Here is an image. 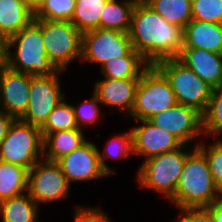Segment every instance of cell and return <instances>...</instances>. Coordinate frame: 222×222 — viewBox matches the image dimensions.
Returning <instances> with one entry per match:
<instances>
[{
  "label": "cell",
  "instance_id": "32",
  "mask_svg": "<svg viewBox=\"0 0 222 222\" xmlns=\"http://www.w3.org/2000/svg\"><path fill=\"white\" fill-rule=\"evenodd\" d=\"M192 19L222 24V0H192Z\"/></svg>",
  "mask_w": 222,
  "mask_h": 222
},
{
  "label": "cell",
  "instance_id": "11",
  "mask_svg": "<svg viewBox=\"0 0 222 222\" xmlns=\"http://www.w3.org/2000/svg\"><path fill=\"white\" fill-rule=\"evenodd\" d=\"M70 186L57 162L41 159L29 170L27 192L38 205L66 199Z\"/></svg>",
  "mask_w": 222,
  "mask_h": 222
},
{
  "label": "cell",
  "instance_id": "25",
  "mask_svg": "<svg viewBox=\"0 0 222 222\" xmlns=\"http://www.w3.org/2000/svg\"><path fill=\"white\" fill-rule=\"evenodd\" d=\"M167 22L185 28L192 20V0H145Z\"/></svg>",
  "mask_w": 222,
  "mask_h": 222
},
{
  "label": "cell",
  "instance_id": "3",
  "mask_svg": "<svg viewBox=\"0 0 222 222\" xmlns=\"http://www.w3.org/2000/svg\"><path fill=\"white\" fill-rule=\"evenodd\" d=\"M13 47H16L14 53L11 51ZM4 64L31 76H49L58 71L46 55L40 18H34L17 34L7 39Z\"/></svg>",
  "mask_w": 222,
  "mask_h": 222
},
{
  "label": "cell",
  "instance_id": "7",
  "mask_svg": "<svg viewBox=\"0 0 222 222\" xmlns=\"http://www.w3.org/2000/svg\"><path fill=\"white\" fill-rule=\"evenodd\" d=\"M41 159L43 137L40 128L15 119L0 143V160L30 170Z\"/></svg>",
  "mask_w": 222,
  "mask_h": 222
},
{
  "label": "cell",
  "instance_id": "23",
  "mask_svg": "<svg viewBox=\"0 0 222 222\" xmlns=\"http://www.w3.org/2000/svg\"><path fill=\"white\" fill-rule=\"evenodd\" d=\"M136 1L108 0L100 14V28L129 33Z\"/></svg>",
  "mask_w": 222,
  "mask_h": 222
},
{
  "label": "cell",
  "instance_id": "24",
  "mask_svg": "<svg viewBox=\"0 0 222 222\" xmlns=\"http://www.w3.org/2000/svg\"><path fill=\"white\" fill-rule=\"evenodd\" d=\"M29 170L0 160V201L27 192Z\"/></svg>",
  "mask_w": 222,
  "mask_h": 222
},
{
  "label": "cell",
  "instance_id": "33",
  "mask_svg": "<svg viewBox=\"0 0 222 222\" xmlns=\"http://www.w3.org/2000/svg\"><path fill=\"white\" fill-rule=\"evenodd\" d=\"M98 104L102 105L97 95L93 92L90 100H85L77 107L72 105L75 114V120L79 129H82L81 127L84 125L89 126L90 128L92 124H96V122L99 121L101 112Z\"/></svg>",
  "mask_w": 222,
  "mask_h": 222
},
{
  "label": "cell",
  "instance_id": "37",
  "mask_svg": "<svg viewBox=\"0 0 222 222\" xmlns=\"http://www.w3.org/2000/svg\"><path fill=\"white\" fill-rule=\"evenodd\" d=\"M211 213L214 222H222V197L206 207Z\"/></svg>",
  "mask_w": 222,
  "mask_h": 222
},
{
  "label": "cell",
  "instance_id": "15",
  "mask_svg": "<svg viewBox=\"0 0 222 222\" xmlns=\"http://www.w3.org/2000/svg\"><path fill=\"white\" fill-rule=\"evenodd\" d=\"M139 125L131 129L133 155L147 159L155 155L171 152L183 144L166 130L154 126L148 120H138Z\"/></svg>",
  "mask_w": 222,
  "mask_h": 222
},
{
  "label": "cell",
  "instance_id": "36",
  "mask_svg": "<svg viewBox=\"0 0 222 222\" xmlns=\"http://www.w3.org/2000/svg\"><path fill=\"white\" fill-rule=\"evenodd\" d=\"M15 118L5 112L0 111V143L6 137L10 125Z\"/></svg>",
  "mask_w": 222,
  "mask_h": 222
},
{
  "label": "cell",
  "instance_id": "21",
  "mask_svg": "<svg viewBox=\"0 0 222 222\" xmlns=\"http://www.w3.org/2000/svg\"><path fill=\"white\" fill-rule=\"evenodd\" d=\"M150 64L134 49L122 58L105 62L100 68L103 78L131 79L140 78Z\"/></svg>",
  "mask_w": 222,
  "mask_h": 222
},
{
  "label": "cell",
  "instance_id": "8",
  "mask_svg": "<svg viewBox=\"0 0 222 222\" xmlns=\"http://www.w3.org/2000/svg\"><path fill=\"white\" fill-rule=\"evenodd\" d=\"M45 52L58 70L81 59L82 33L71 21L41 19Z\"/></svg>",
  "mask_w": 222,
  "mask_h": 222
},
{
  "label": "cell",
  "instance_id": "27",
  "mask_svg": "<svg viewBox=\"0 0 222 222\" xmlns=\"http://www.w3.org/2000/svg\"><path fill=\"white\" fill-rule=\"evenodd\" d=\"M64 98L49 114L46 122L40 128L42 137L48 133L61 130L79 129L75 120V114L72 105L65 102Z\"/></svg>",
  "mask_w": 222,
  "mask_h": 222
},
{
  "label": "cell",
  "instance_id": "39",
  "mask_svg": "<svg viewBox=\"0 0 222 222\" xmlns=\"http://www.w3.org/2000/svg\"><path fill=\"white\" fill-rule=\"evenodd\" d=\"M29 7L35 12L45 0H26Z\"/></svg>",
  "mask_w": 222,
  "mask_h": 222
},
{
  "label": "cell",
  "instance_id": "18",
  "mask_svg": "<svg viewBox=\"0 0 222 222\" xmlns=\"http://www.w3.org/2000/svg\"><path fill=\"white\" fill-rule=\"evenodd\" d=\"M183 48L222 54V24L192 19L183 29Z\"/></svg>",
  "mask_w": 222,
  "mask_h": 222
},
{
  "label": "cell",
  "instance_id": "26",
  "mask_svg": "<svg viewBox=\"0 0 222 222\" xmlns=\"http://www.w3.org/2000/svg\"><path fill=\"white\" fill-rule=\"evenodd\" d=\"M108 0H76L70 20L83 34L100 28V14Z\"/></svg>",
  "mask_w": 222,
  "mask_h": 222
},
{
  "label": "cell",
  "instance_id": "1",
  "mask_svg": "<svg viewBox=\"0 0 222 222\" xmlns=\"http://www.w3.org/2000/svg\"><path fill=\"white\" fill-rule=\"evenodd\" d=\"M129 36L133 49L150 65L177 58L183 49V28L167 22L145 2H136Z\"/></svg>",
  "mask_w": 222,
  "mask_h": 222
},
{
  "label": "cell",
  "instance_id": "10",
  "mask_svg": "<svg viewBox=\"0 0 222 222\" xmlns=\"http://www.w3.org/2000/svg\"><path fill=\"white\" fill-rule=\"evenodd\" d=\"M133 50L129 33L110 29H95L82 34V62L100 64L127 56Z\"/></svg>",
  "mask_w": 222,
  "mask_h": 222
},
{
  "label": "cell",
  "instance_id": "16",
  "mask_svg": "<svg viewBox=\"0 0 222 222\" xmlns=\"http://www.w3.org/2000/svg\"><path fill=\"white\" fill-rule=\"evenodd\" d=\"M140 78L97 80L94 93L102 105L113 107L122 114L130 115L136 94V88Z\"/></svg>",
  "mask_w": 222,
  "mask_h": 222
},
{
  "label": "cell",
  "instance_id": "20",
  "mask_svg": "<svg viewBox=\"0 0 222 222\" xmlns=\"http://www.w3.org/2000/svg\"><path fill=\"white\" fill-rule=\"evenodd\" d=\"M82 129L61 130L48 133L43 138V159L57 162L81 146L87 138Z\"/></svg>",
  "mask_w": 222,
  "mask_h": 222
},
{
  "label": "cell",
  "instance_id": "9",
  "mask_svg": "<svg viewBox=\"0 0 222 222\" xmlns=\"http://www.w3.org/2000/svg\"><path fill=\"white\" fill-rule=\"evenodd\" d=\"M62 70L49 76H32L29 103L21 121L41 128L52 110L66 97L61 91Z\"/></svg>",
  "mask_w": 222,
  "mask_h": 222
},
{
  "label": "cell",
  "instance_id": "13",
  "mask_svg": "<svg viewBox=\"0 0 222 222\" xmlns=\"http://www.w3.org/2000/svg\"><path fill=\"white\" fill-rule=\"evenodd\" d=\"M57 163L69 184L109 177L101 167L97 145L89 140L60 158Z\"/></svg>",
  "mask_w": 222,
  "mask_h": 222
},
{
  "label": "cell",
  "instance_id": "38",
  "mask_svg": "<svg viewBox=\"0 0 222 222\" xmlns=\"http://www.w3.org/2000/svg\"><path fill=\"white\" fill-rule=\"evenodd\" d=\"M7 52V38L0 31V63H4Z\"/></svg>",
  "mask_w": 222,
  "mask_h": 222
},
{
  "label": "cell",
  "instance_id": "35",
  "mask_svg": "<svg viewBox=\"0 0 222 222\" xmlns=\"http://www.w3.org/2000/svg\"><path fill=\"white\" fill-rule=\"evenodd\" d=\"M181 217L174 222H214L213 217L206 207L179 209Z\"/></svg>",
  "mask_w": 222,
  "mask_h": 222
},
{
  "label": "cell",
  "instance_id": "2",
  "mask_svg": "<svg viewBox=\"0 0 222 222\" xmlns=\"http://www.w3.org/2000/svg\"><path fill=\"white\" fill-rule=\"evenodd\" d=\"M192 150L186 157L174 196L169 200L178 209L207 207L221 198L205 154L196 145Z\"/></svg>",
  "mask_w": 222,
  "mask_h": 222
},
{
  "label": "cell",
  "instance_id": "29",
  "mask_svg": "<svg viewBox=\"0 0 222 222\" xmlns=\"http://www.w3.org/2000/svg\"><path fill=\"white\" fill-rule=\"evenodd\" d=\"M202 127L205 136L222 135V87L212 89L207 108L202 114Z\"/></svg>",
  "mask_w": 222,
  "mask_h": 222
},
{
  "label": "cell",
  "instance_id": "30",
  "mask_svg": "<svg viewBox=\"0 0 222 222\" xmlns=\"http://www.w3.org/2000/svg\"><path fill=\"white\" fill-rule=\"evenodd\" d=\"M76 0H45L34 12V18L70 21Z\"/></svg>",
  "mask_w": 222,
  "mask_h": 222
},
{
  "label": "cell",
  "instance_id": "19",
  "mask_svg": "<svg viewBox=\"0 0 222 222\" xmlns=\"http://www.w3.org/2000/svg\"><path fill=\"white\" fill-rule=\"evenodd\" d=\"M34 19L26 0H0V31L9 39Z\"/></svg>",
  "mask_w": 222,
  "mask_h": 222
},
{
  "label": "cell",
  "instance_id": "22",
  "mask_svg": "<svg viewBox=\"0 0 222 222\" xmlns=\"http://www.w3.org/2000/svg\"><path fill=\"white\" fill-rule=\"evenodd\" d=\"M38 212L39 205L28 192L0 201L2 222H38Z\"/></svg>",
  "mask_w": 222,
  "mask_h": 222
},
{
  "label": "cell",
  "instance_id": "31",
  "mask_svg": "<svg viewBox=\"0 0 222 222\" xmlns=\"http://www.w3.org/2000/svg\"><path fill=\"white\" fill-rule=\"evenodd\" d=\"M196 146L205 154L217 191L222 197V138H217L211 145L196 143Z\"/></svg>",
  "mask_w": 222,
  "mask_h": 222
},
{
  "label": "cell",
  "instance_id": "40",
  "mask_svg": "<svg viewBox=\"0 0 222 222\" xmlns=\"http://www.w3.org/2000/svg\"><path fill=\"white\" fill-rule=\"evenodd\" d=\"M136 2H144L145 0H134Z\"/></svg>",
  "mask_w": 222,
  "mask_h": 222
},
{
  "label": "cell",
  "instance_id": "28",
  "mask_svg": "<svg viewBox=\"0 0 222 222\" xmlns=\"http://www.w3.org/2000/svg\"><path fill=\"white\" fill-rule=\"evenodd\" d=\"M102 153L98 149V156L100 159L101 167L110 176L114 174V171L108 166V164L105 163V160H107L108 158L124 159L130 155H133L131 130L110 139V141L107 142V145Z\"/></svg>",
  "mask_w": 222,
  "mask_h": 222
},
{
  "label": "cell",
  "instance_id": "34",
  "mask_svg": "<svg viewBox=\"0 0 222 222\" xmlns=\"http://www.w3.org/2000/svg\"><path fill=\"white\" fill-rule=\"evenodd\" d=\"M74 212L75 222H112L100 208L77 206Z\"/></svg>",
  "mask_w": 222,
  "mask_h": 222
},
{
  "label": "cell",
  "instance_id": "4",
  "mask_svg": "<svg viewBox=\"0 0 222 222\" xmlns=\"http://www.w3.org/2000/svg\"><path fill=\"white\" fill-rule=\"evenodd\" d=\"M188 146L182 145L177 150L144 160L137 171L139 187L161 193L170 200L174 196L186 157L191 152Z\"/></svg>",
  "mask_w": 222,
  "mask_h": 222
},
{
  "label": "cell",
  "instance_id": "14",
  "mask_svg": "<svg viewBox=\"0 0 222 222\" xmlns=\"http://www.w3.org/2000/svg\"><path fill=\"white\" fill-rule=\"evenodd\" d=\"M31 75L0 63V111L20 119L29 103Z\"/></svg>",
  "mask_w": 222,
  "mask_h": 222
},
{
  "label": "cell",
  "instance_id": "12",
  "mask_svg": "<svg viewBox=\"0 0 222 222\" xmlns=\"http://www.w3.org/2000/svg\"><path fill=\"white\" fill-rule=\"evenodd\" d=\"M154 126L168 131L183 145H189L196 137L203 135L202 114L196 109L176 104L159 112L149 120Z\"/></svg>",
  "mask_w": 222,
  "mask_h": 222
},
{
  "label": "cell",
  "instance_id": "5",
  "mask_svg": "<svg viewBox=\"0 0 222 222\" xmlns=\"http://www.w3.org/2000/svg\"><path fill=\"white\" fill-rule=\"evenodd\" d=\"M154 66L168 80L178 104L205 112L213 89L209 84L177 58L160 60Z\"/></svg>",
  "mask_w": 222,
  "mask_h": 222
},
{
  "label": "cell",
  "instance_id": "6",
  "mask_svg": "<svg viewBox=\"0 0 222 222\" xmlns=\"http://www.w3.org/2000/svg\"><path fill=\"white\" fill-rule=\"evenodd\" d=\"M176 104V96L168 80L154 65H150L140 77L129 116L136 121L149 120Z\"/></svg>",
  "mask_w": 222,
  "mask_h": 222
},
{
  "label": "cell",
  "instance_id": "17",
  "mask_svg": "<svg viewBox=\"0 0 222 222\" xmlns=\"http://www.w3.org/2000/svg\"><path fill=\"white\" fill-rule=\"evenodd\" d=\"M177 59L212 88L222 87V54L199 48H183Z\"/></svg>",
  "mask_w": 222,
  "mask_h": 222
}]
</instances>
